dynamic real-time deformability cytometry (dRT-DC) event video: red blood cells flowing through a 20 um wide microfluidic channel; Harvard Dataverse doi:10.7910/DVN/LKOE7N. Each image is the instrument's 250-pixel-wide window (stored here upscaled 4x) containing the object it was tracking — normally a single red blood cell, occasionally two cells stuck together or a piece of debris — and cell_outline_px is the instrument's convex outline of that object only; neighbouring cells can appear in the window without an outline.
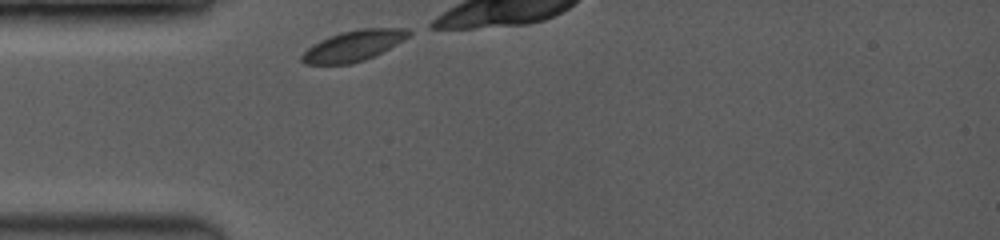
{"species": "common noctule bat (a hibernating species)", "species_latin": "Nyctalus noctula", "temperature_condition": "room temperature", "stored_images_in_passage": 1, "camera_frame_rate_fps": 3500, "um_per_image_px": 0.085, "animal": {"sex": "female", "body_mass_g": 19.0, "forearm_length_mm": 53.3}, "frame": {"image": 1, "passage_image": 1, "time_ms": 0.0, "image_size_px": [1000, 240], "cell_outline_px": [[412, 32], [408, 36], [396, 44], [364, 60], [352, 64], [304, 64], [300, 60], [300, 56], [312, 44], [328, 36], [340, 32], [360, 28], [408, 28]], "centroid_in_image_um": [30.0, 3.88], "position_along_channel_um": 55.0, "area_um2": 19.02}}